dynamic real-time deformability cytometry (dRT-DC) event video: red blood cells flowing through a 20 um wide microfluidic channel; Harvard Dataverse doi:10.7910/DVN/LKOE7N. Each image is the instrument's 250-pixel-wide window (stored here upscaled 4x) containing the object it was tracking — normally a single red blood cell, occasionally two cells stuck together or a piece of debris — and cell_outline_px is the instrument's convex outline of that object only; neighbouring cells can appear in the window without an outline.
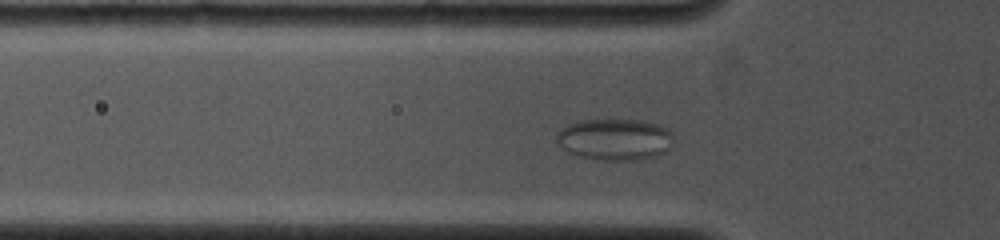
{"species": "common noctule bat (a hibernating species)", "species_latin": "Nyctalus noctula", "temperature_condition": "cold", "stored_images_in_passage": 29, "camera_frame_rate_fps": 4000, "um_per_image_px": 0.085, "animal": {"sex": "female", "body_mass_g": 19.0, "forearm_length_mm": 53.3}, "frame": {"image": 1, "passage_image": 7, "time_ms": 3.25, "image_size_px": [1000, 240], "cell_outline_px": [[672, 144], [664, 152], [652, 156], [636, 160], [604, 160], [580, 156], [568, 152], [560, 148], [556, 144], [556, 132], [568, 124], [580, 120], [644, 120], [660, 124], [668, 128], [672, 132]], "centroid_in_image_um": [52.23, 11.83], "position_along_channel_um": 73.6, "area_um2": 28.5}}
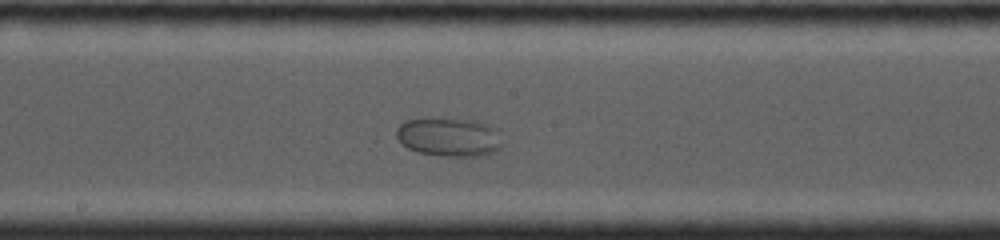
{"frame": {"image": 2, "passage_image": 15, "time_ms": 6.75, "image_size_px": [1000, 240], "cell_outline_px": [[504, 144], [500, 148], [484, 156], [444, 156], [416, 152], [408, 148], [396, 136], [396, 128], [404, 120], [472, 120], [488, 124], [496, 132]], "centroid_in_image_um": [38.17, 11.68], "position_along_channel_um": 210.0, "area_um2": 23.41}}
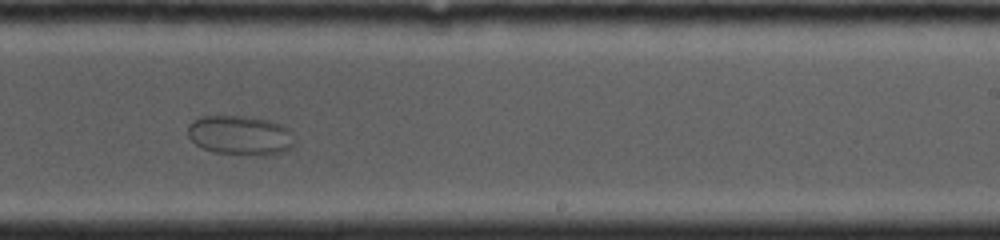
{"frame": {"image": 3, "passage_image": 18, "time_ms": 8.25, "image_size_px": [1000, 240], "cell_outline_px": [[292, 148], [284, 152], [272, 156], [252, 156], [212, 152], [196, 144], [188, 136], [188, 124], [192, 120], [200, 116], [252, 116], [268, 120], [280, 124], [288, 128], [292, 144]], "centroid_in_image_um": [20.4, 11.52], "position_along_channel_um": 268.6, "area_um2": 24.91}}